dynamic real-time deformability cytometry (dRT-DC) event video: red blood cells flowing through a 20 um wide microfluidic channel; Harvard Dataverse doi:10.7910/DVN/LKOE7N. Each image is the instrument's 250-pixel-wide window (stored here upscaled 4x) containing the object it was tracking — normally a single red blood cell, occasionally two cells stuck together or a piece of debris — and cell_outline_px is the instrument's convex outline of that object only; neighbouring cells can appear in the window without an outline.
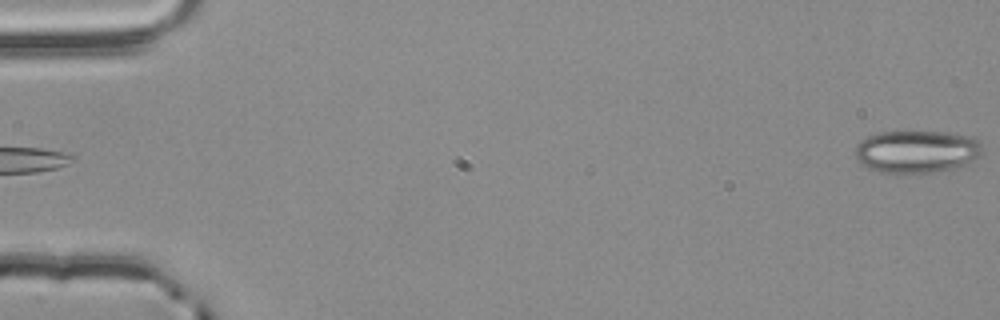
{"species": "common noctule bat (a hibernating species)", "species_latin": "Nyctalus noctula", "temperature_condition": "room temperature", "stored_images_in_passage": 5, "camera_frame_rate_fps": 3000, "um_per_image_px": 0.085, "animal": {"sex": "male", "body_mass_g": 20.4}, "frame": {"image": 1, "passage_image": 5, "time_ms": 1.333, "image_size_px": [1000, 320], "cell_outline_px": [[984, 152], [968, 164], [952, 168], [932, 172], [904, 176], [880, 172], [868, 168], [860, 164], [856, 156], [856, 144], [860, 140], [868, 136], [880, 132], [948, 132], [968, 136], [976, 140], [980, 144]], "centroid_in_image_um": [77.88, 12.92], "position_along_channel_um": 7.1, "area_um2": 32.08}}